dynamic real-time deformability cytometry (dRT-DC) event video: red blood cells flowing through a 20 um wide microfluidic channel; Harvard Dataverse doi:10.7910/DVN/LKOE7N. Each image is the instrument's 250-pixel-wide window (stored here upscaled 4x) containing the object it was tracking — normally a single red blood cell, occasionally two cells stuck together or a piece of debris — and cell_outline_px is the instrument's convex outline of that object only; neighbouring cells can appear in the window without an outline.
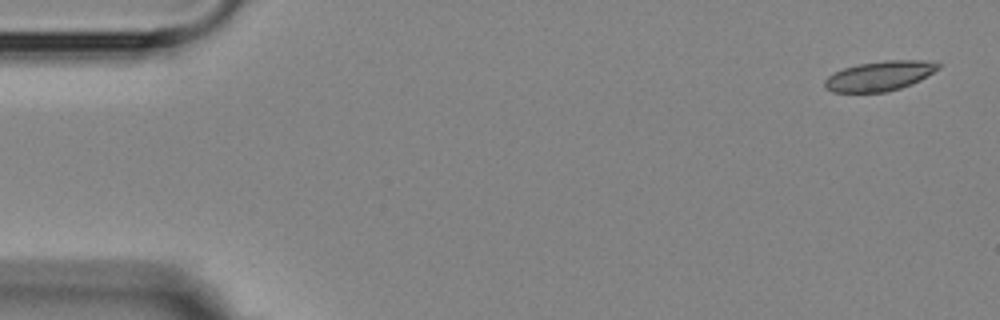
{"species": "Egyptian fruit bat (a non-hibernating species)", "species_latin": "Rousettus aegyptiacus", "temperature_condition": "room temperature", "stored_images_in_passage": 4, "camera_frame_rate_fps": 3000, "um_per_image_px": 0.085, "animal": {"sex": "female"}, "frame": {"image": 1, "passage_image": 1, "time_ms": 0.0, "image_size_px": [1000, 320], "cell_outline_px": [[940, 68], [920, 80], [912, 84], [888, 92], [832, 92], [824, 88], [824, 80], [832, 72], [844, 68], [860, 64], [884, 60], [924, 60], [940, 64]], "centroid_in_image_um": [74.74, 6.46], "position_along_channel_um": 10.3, "area_um2": 19.77}}
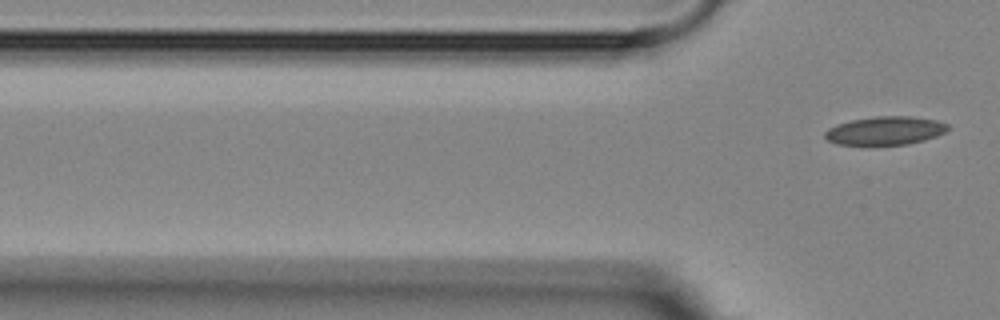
{"frame": {"image": 2, "passage_image": 4, "time_ms": 4.333, "image_size_px": [1000, 320], "cell_outline_px": [[952, 128], [936, 136], [924, 140], [908, 144], [872, 148], [868, 148], [836, 144], [828, 140], [824, 136], [824, 132], [828, 128], [836, 124], [852, 120], [876, 116], [912, 116], [936, 120], [948, 124]], "centroid_in_image_um": [75.2, 11.16], "position_along_channel_um": 50.6, "area_um2": 21.39}}